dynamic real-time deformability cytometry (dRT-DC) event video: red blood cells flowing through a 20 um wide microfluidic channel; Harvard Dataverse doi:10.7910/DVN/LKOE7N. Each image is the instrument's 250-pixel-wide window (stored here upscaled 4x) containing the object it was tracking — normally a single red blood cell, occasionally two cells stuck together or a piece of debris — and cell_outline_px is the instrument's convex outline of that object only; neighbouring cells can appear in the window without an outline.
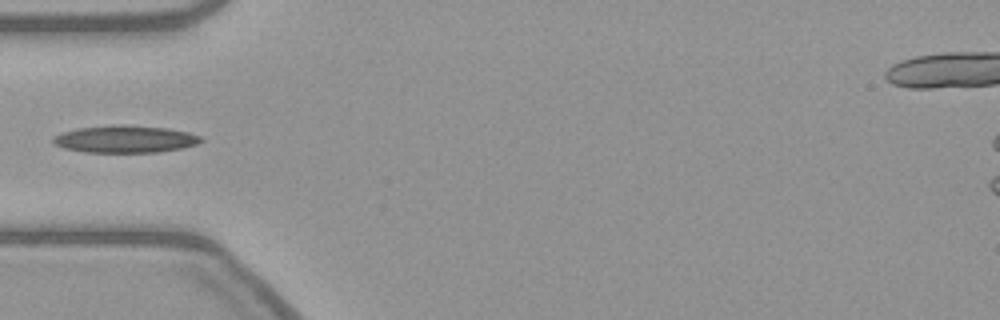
{"species": "common noctule bat (a hibernating species)", "species_latin": "Nyctalus noctula", "temperature_condition": "warm", "stored_images_in_passage": 12, "camera_frame_rate_fps": 3000, "um_per_image_px": 0.085, "animal": {"sex": "female", "body_mass_g": 21.9}, "frame": {"image": 1, "passage_image": 1, "time_ms": 0.0, "image_size_px": [1000, 320], "cell_outline_px": [[204, 140], [196, 144], [180, 148], [160, 152], [84, 152], [64, 148], [52, 144], [52, 136], [60, 132], [76, 128], [112, 124], [120, 124], [168, 128], [188, 132], [200, 136]], "centroid_in_image_um": [10.57, 11.81], "position_along_channel_um": 74.4, "area_um2": 23.76}}
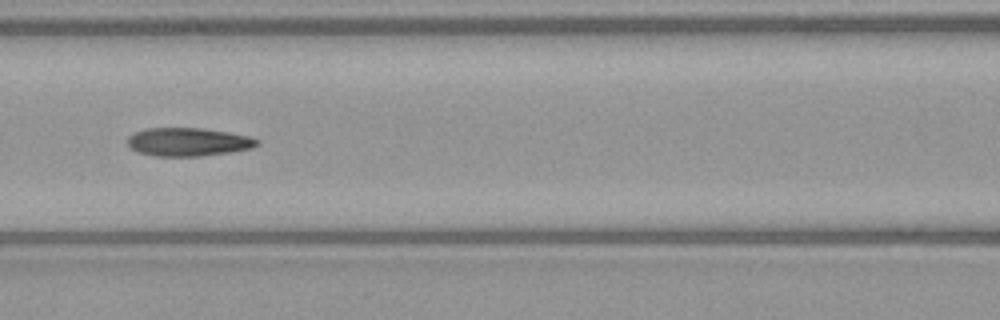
{"frame": {"image": 2, "passage_image": 7, "time_ms": 2.0, "image_size_px": [1000, 320], "cell_outline_px": [[260, 144], [252, 148], [232, 152], [200, 156], [156, 156], [136, 152], [128, 144], [128, 136], [132, 132], [144, 128], [200, 128], [228, 132], [248, 136], [260, 140]], "centroid_in_image_um": [15.99, 12.06], "position_along_channel_um": 150.6, "area_um2": 21.56}}
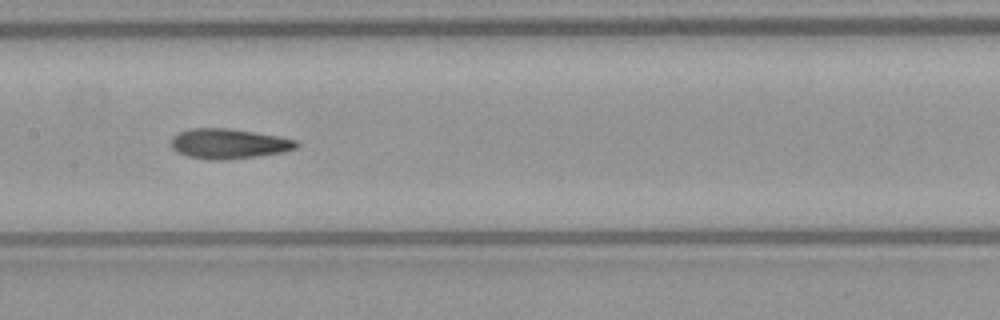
{"frame": {"image": 3, "passage_image": 10, "time_ms": 3.0, "image_size_px": [1000, 320], "cell_outline_px": [[300, 144], [296, 148], [284, 152], [228, 160], [212, 160], [188, 156], [176, 152], [172, 148], [172, 136], [180, 132], [192, 128], [228, 128], [280, 136], [296, 140]], "centroid_in_image_um": [19.46, 12.22], "position_along_channel_um": 187.9, "area_um2": 21.96}}